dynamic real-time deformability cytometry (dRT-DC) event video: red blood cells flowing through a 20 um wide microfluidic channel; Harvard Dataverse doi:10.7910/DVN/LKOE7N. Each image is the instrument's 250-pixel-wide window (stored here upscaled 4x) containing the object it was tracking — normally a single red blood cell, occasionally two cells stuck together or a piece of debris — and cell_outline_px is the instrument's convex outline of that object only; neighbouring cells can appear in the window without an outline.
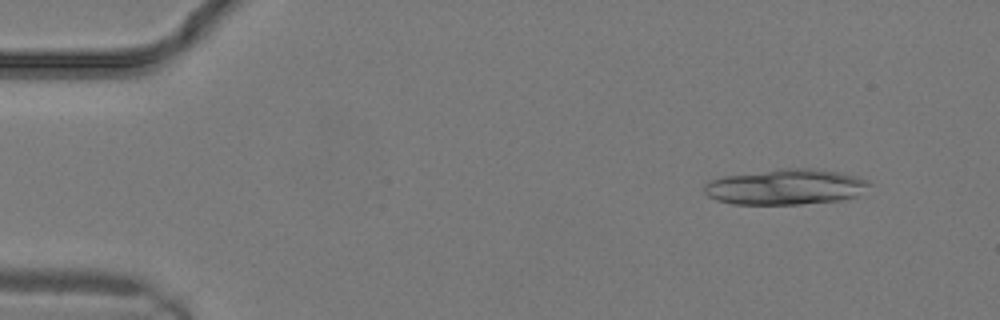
{"species": "common noctule bat (a hibernating species)", "species_latin": "Nyctalus noctula", "temperature_condition": "warm", "stored_images_in_passage": 18, "segment_of_instrument_passage": [1, 2], "camera_frame_rate_fps": 3000, "um_per_image_px": 0.085, "animal": {"sex": "male", "body_mass_g": 19.2, "forearm_length_mm": 51.8}, "frame": {"image": 1, "passage_image": 3, "time_ms": 0.667, "image_size_px": [1000, 320], "cell_outline_px": [[872, 184], [856, 196], [840, 200], [800, 204], [732, 204], [716, 200], [708, 196], [704, 192], [704, 184], [708, 180], [724, 176], [780, 168], [816, 168], [840, 172], [856, 176], [868, 180]], "centroid_in_image_um": [66.76, 15.87], "position_along_channel_um": 18.2, "area_um2": 34.45}}